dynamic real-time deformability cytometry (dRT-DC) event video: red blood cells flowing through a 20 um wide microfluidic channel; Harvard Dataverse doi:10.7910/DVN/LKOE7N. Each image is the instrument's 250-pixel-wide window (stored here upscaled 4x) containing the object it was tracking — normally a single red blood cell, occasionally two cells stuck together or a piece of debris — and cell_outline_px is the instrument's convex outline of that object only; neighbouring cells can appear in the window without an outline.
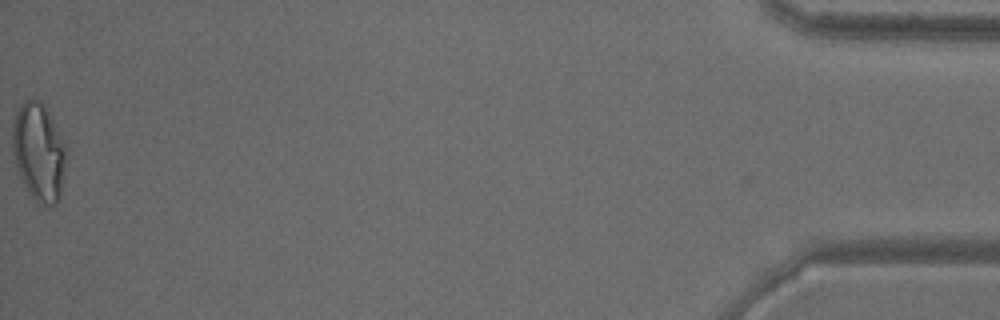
{"species": "common noctule bat (a hibernating species)", "species_latin": "Nyctalus noctula", "temperature_condition": "warm", "stored_images_in_passage": 48, "camera_frame_rate_fps": 3000, "um_per_image_px": 0.085, "animal": {"sex": "male", "body_mass_g": 18.8}, "frame": {"image": 1, "passage_image": 48, "time_ms": 15.667, "image_size_px": [1000, 320], "cell_outline_px": [[68, 148], [60, 196], [56, 204], [44, 208], [36, 204], [24, 184], [16, 168], [12, 148], [12, 128], [16, 108], [24, 100], [36, 96], [44, 104]], "centroid_in_image_um": [3.29, 12.91], "position_along_channel_um": 431.9, "area_um2": 31.5}}